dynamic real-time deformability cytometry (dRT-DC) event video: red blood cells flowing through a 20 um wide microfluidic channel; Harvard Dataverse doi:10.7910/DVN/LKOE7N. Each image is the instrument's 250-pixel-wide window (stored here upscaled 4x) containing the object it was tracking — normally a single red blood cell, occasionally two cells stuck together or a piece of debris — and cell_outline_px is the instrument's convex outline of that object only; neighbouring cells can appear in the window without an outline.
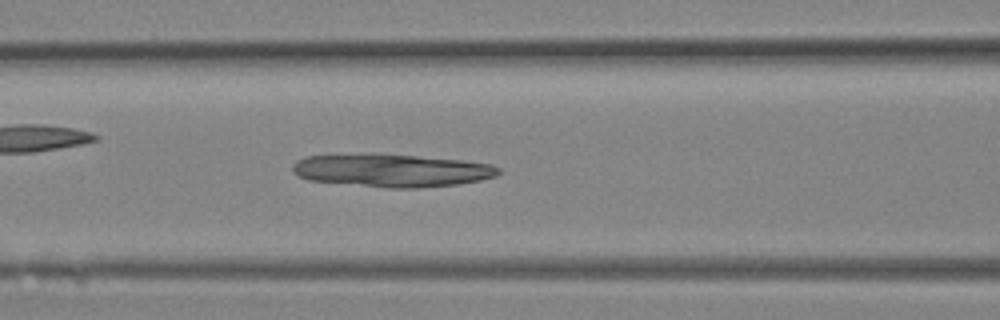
{"species": "Egyptian fruit bat (a non-hibernating species)", "species_latin": "Rousettus aegyptiacus", "temperature_condition": "room temperature", "stored_images_in_passage": 13, "camera_frame_rate_fps": 3000, "um_per_image_px": 0.085, "animal": {"sex": "female"}, "frame": {"image": 1, "passage_image": 11, "time_ms": 3.333, "image_size_px": [1000, 320], "cell_outline_px": [[500, 172], [496, 176], [480, 180], [456, 184], [416, 188], [388, 188], [308, 180], [296, 176], [292, 172], [292, 164], [296, 160], [304, 156], [416, 156], [464, 160], [492, 164], [500, 168]], "centroid_in_image_um": [33.32, 14.52], "position_along_channel_um": 133.3, "area_um2": 38.55}}
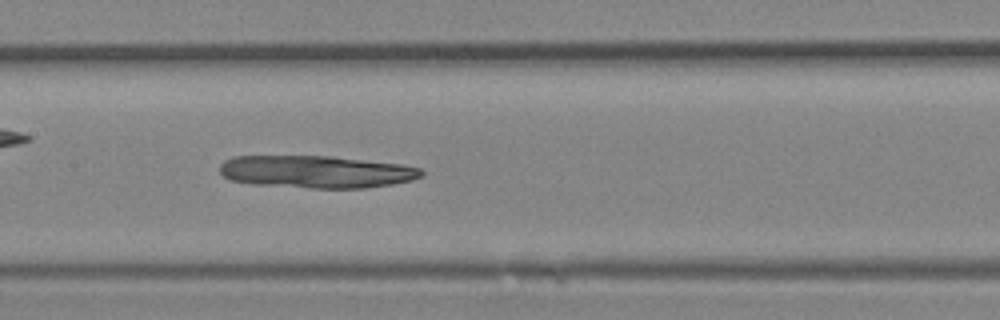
{"frame": {"image": 2, "passage_image": 13, "time_ms": 4.0, "image_size_px": [1000, 320], "cell_outline_px": [[424, 176], [412, 180], [392, 184], [364, 188], [312, 188], [252, 184], [228, 180], [220, 172], [220, 164], [224, 160], [236, 156], [332, 156], [404, 164], [420, 168], [424, 172]], "centroid_in_image_um": [26.9, 14.6], "position_along_channel_um": 180.5, "area_um2": 38.44}}